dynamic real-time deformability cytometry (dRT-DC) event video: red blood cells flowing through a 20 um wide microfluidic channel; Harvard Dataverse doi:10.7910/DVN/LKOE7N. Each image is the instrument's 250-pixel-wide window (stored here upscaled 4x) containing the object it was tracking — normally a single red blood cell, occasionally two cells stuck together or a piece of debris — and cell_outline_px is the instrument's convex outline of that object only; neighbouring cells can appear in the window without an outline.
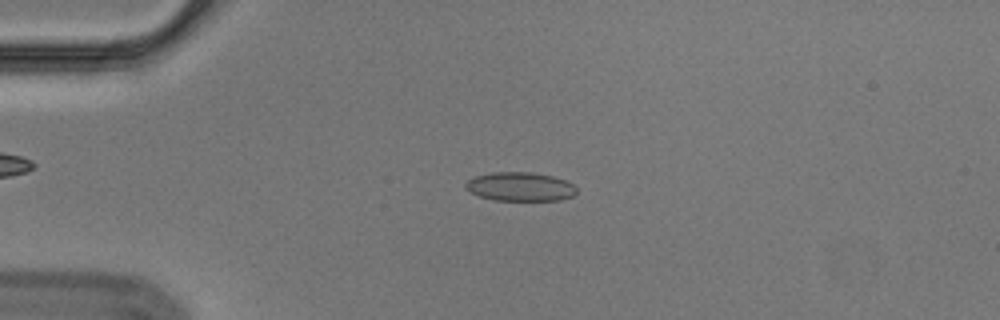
{"species": "Egyptian fruit bat (a non-hibernating species)", "species_latin": "Rousettus aegyptiacus", "temperature_condition": "cold", "stored_images_in_passage": 55, "camera_frame_rate_fps": 3000, "um_per_image_px": 0.085, "animal": {"sex": "male"}, "frame": {"image": 1, "passage_image": 13, "time_ms": 4.0, "image_size_px": [1000, 320], "cell_outline_px": [[576, 192], [572, 196], [560, 200], [492, 200], [480, 196], [464, 188], [464, 184], [468, 180], [476, 176], [492, 172], [528, 172], [552, 176], [564, 180], [572, 184], [576, 188]], "centroid_in_image_um": [44.19, 15.87], "position_along_channel_um": 40.8, "area_um2": 18.5}}
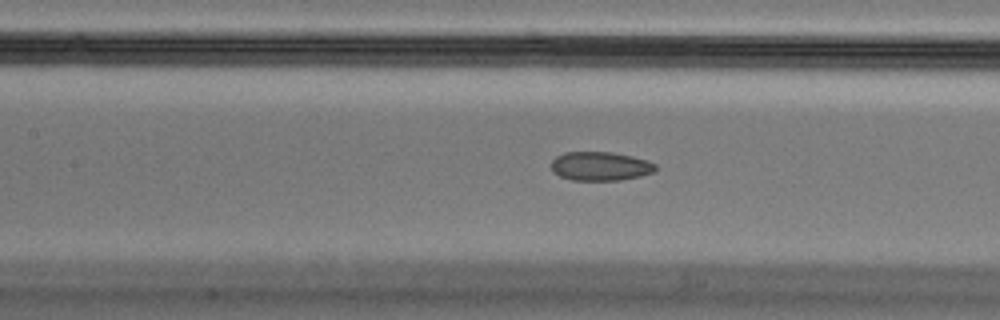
{"frame": {"image": 2, "passage_image": 25, "time_ms": 8.0, "image_size_px": [1000, 320], "cell_outline_px": [[656, 172], [640, 176], [620, 180], [572, 180], [560, 176], [552, 172], [552, 160], [556, 156], [564, 152], [612, 152], [632, 156], [648, 160], [656, 164]], "centroid_in_image_um": [51.04, 14.12], "position_along_channel_um": 156.4, "area_um2": 17.69}}
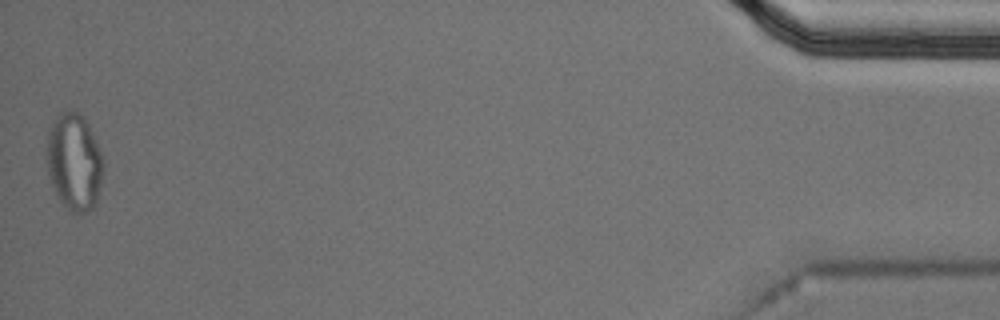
{"frame": {"image": 3, "passage_image": 55, "time_ms": 18.0, "image_size_px": [1000, 320], "cell_outline_px": [[104, 172], [96, 204], [92, 208], [84, 212], [68, 212], [60, 200], [52, 184], [48, 172], [48, 132], [56, 116], [60, 112], [80, 112], [84, 116], [104, 156]], "centroid_in_image_um": [6.36, 13.77], "position_along_channel_um": 428.8, "area_um2": 32.02}, "authors_computed_cell_mechanics": {"area_um2": 18.6116, "velocity_mm_per_s": 3.5985, "shape_relaxation_time_tau1_ms": null, "shape_relaxation_time_tau2_ms": 3.4056, "deformation_change_tau1": null, "deformation_change_tau2": 0.0622}}